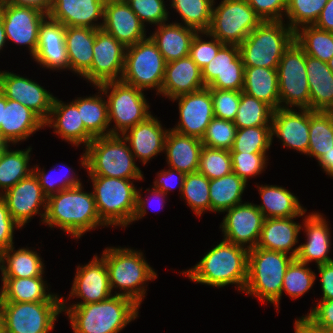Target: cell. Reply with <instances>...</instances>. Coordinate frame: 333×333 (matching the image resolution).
Returning a JSON list of instances; mask_svg holds the SVG:
<instances>
[{
    "instance_id": "obj_1",
    "label": "cell",
    "mask_w": 333,
    "mask_h": 333,
    "mask_svg": "<svg viewBox=\"0 0 333 333\" xmlns=\"http://www.w3.org/2000/svg\"><path fill=\"white\" fill-rule=\"evenodd\" d=\"M138 308L132 299L116 294L101 302L69 307L62 298V311L74 333H118L138 317Z\"/></svg>"
},
{
    "instance_id": "obj_2",
    "label": "cell",
    "mask_w": 333,
    "mask_h": 333,
    "mask_svg": "<svg viewBox=\"0 0 333 333\" xmlns=\"http://www.w3.org/2000/svg\"><path fill=\"white\" fill-rule=\"evenodd\" d=\"M82 187H72L48 196L43 224L51 228L58 226L77 239L86 231L105 226L98 214L93 192H84Z\"/></svg>"
},
{
    "instance_id": "obj_3",
    "label": "cell",
    "mask_w": 333,
    "mask_h": 333,
    "mask_svg": "<svg viewBox=\"0 0 333 333\" xmlns=\"http://www.w3.org/2000/svg\"><path fill=\"white\" fill-rule=\"evenodd\" d=\"M248 249L222 240L212 248L193 268L186 270L193 282L212 287L236 284L244 291L247 281Z\"/></svg>"
},
{
    "instance_id": "obj_4",
    "label": "cell",
    "mask_w": 333,
    "mask_h": 333,
    "mask_svg": "<svg viewBox=\"0 0 333 333\" xmlns=\"http://www.w3.org/2000/svg\"><path fill=\"white\" fill-rule=\"evenodd\" d=\"M121 135L95 137L85 148L81 165L88 176L143 179L142 171L135 164V157Z\"/></svg>"
},
{
    "instance_id": "obj_5",
    "label": "cell",
    "mask_w": 333,
    "mask_h": 333,
    "mask_svg": "<svg viewBox=\"0 0 333 333\" xmlns=\"http://www.w3.org/2000/svg\"><path fill=\"white\" fill-rule=\"evenodd\" d=\"M293 259L290 254L288 256L283 252L258 247L250 249L244 292L279 308L284 275Z\"/></svg>"
},
{
    "instance_id": "obj_6",
    "label": "cell",
    "mask_w": 333,
    "mask_h": 333,
    "mask_svg": "<svg viewBox=\"0 0 333 333\" xmlns=\"http://www.w3.org/2000/svg\"><path fill=\"white\" fill-rule=\"evenodd\" d=\"M102 257L108 269L111 291L119 287L123 291L116 295L128 297L140 306L146 293L144 283L157 278L143 253L130 248L107 247Z\"/></svg>"
},
{
    "instance_id": "obj_7",
    "label": "cell",
    "mask_w": 333,
    "mask_h": 333,
    "mask_svg": "<svg viewBox=\"0 0 333 333\" xmlns=\"http://www.w3.org/2000/svg\"><path fill=\"white\" fill-rule=\"evenodd\" d=\"M295 32L283 21H263L239 45L244 67L277 69Z\"/></svg>"
},
{
    "instance_id": "obj_8",
    "label": "cell",
    "mask_w": 333,
    "mask_h": 333,
    "mask_svg": "<svg viewBox=\"0 0 333 333\" xmlns=\"http://www.w3.org/2000/svg\"><path fill=\"white\" fill-rule=\"evenodd\" d=\"M93 195L101 221L105 226H124L130 222L136 209L137 189L131 180L115 177L90 176Z\"/></svg>"
},
{
    "instance_id": "obj_9",
    "label": "cell",
    "mask_w": 333,
    "mask_h": 333,
    "mask_svg": "<svg viewBox=\"0 0 333 333\" xmlns=\"http://www.w3.org/2000/svg\"><path fill=\"white\" fill-rule=\"evenodd\" d=\"M97 87L108 98L109 124L112 120L115 123V127L110 128V135H123L131 127L152 115L148 112L149 105L143 90L121 80L103 83Z\"/></svg>"
},
{
    "instance_id": "obj_10",
    "label": "cell",
    "mask_w": 333,
    "mask_h": 333,
    "mask_svg": "<svg viewBox=\"0 0 333 333\" xmlns=\"http://www.w3.org/2000/svg\"><path fill=\"white\" fill-rule=\"evenodd\" d=\"M166 61L150 37L126 48L121 81L144 91L161 92Z\"/></svg>"
},
{
    "instance_id": "obj_11",
    "label": "cell",
    "mask_w": 333,
    "mask_h": 333,
    "mask_svg": "<svg viewBox=\"0 0 333 333\" xmlns=\"http://www.w3.org/2000/svg\"><path fill=\"white\" fill-rule=\"evenodd\" d=\"M262 22L247 0H223L213 7L207 33L223 44L239 46Z\"/></svg>"
},
{
    "instance_id": "obj_12",
    "label": "cell",
    "mask_w": 333,
    "mask_h": 333,
    "mask_svg": "<svg viewBox=\"0 0 333 333\" xmlns=\"http://www.w3.org/2000/svg\"><path fill=\"white\" fill-rule=\"evenodd\" d=\"M277 73L280 108H289L290 105V108L295 106L299 109H310L306 54L295 40L285 50L280 59Z\"/></svg>"
},
{
    "instance_id": "obj_13",
    "label": "cell",
    "mask_w": 333,
    "mask_h": 333,
    "mask_svg": "<svg viewBox=\"0 0 333 333\" xmlns=\"http://www.w3.org/2000/svg\"><path fill=\"white\" fill-rule=\"evenodd\" d=\"M4 317V333H50L62 301L0 302Z\"/></svg>"
},
{
    "instance_id": "obj_14",
    "label": "cell",
    "mask_w": 333,
    "mask_h": 333,
    "mask_svg": "<svg viewBox=\"0 0 333 333\" xmlns=\"http://www.w3.org/2000/svg\"><path fill=\"white\" fill-rule=\"evenodd\" d=\"M125 54L126 47L115 37L102 28L95 29L91 69L83 78L93 83L94 86L121 80Z\"/></svg>"
},
{
    "instance_id": "obj_15",
    "label": "cell",
    "mask_w": 333,
    "mask_h": 333,
    "mask_svg": "<svg viewBox=\"0 0 333 333\" xmlns=\"http://www.w3.org/2000/svg\"><path fill=\"white\" fill-rule=\"evenodd\" d=\"M205 87L210 89L242 91L244 64L237 45L224 44L216 56L201 69Z\"/></svg>"
},
{
    "instance_id": "obj_16",
    "label": "cell",
    "mask_w": 333,
    "mask_h": 333,
    "mask_svg": "<svg viewBox=\"0 0 333 333\" xmlns=\"http://www.w3.org/2000/svg\"><path fill=\"white\" fill-rule=\"evenodd\" d=\"M224 212H227V214L220 225L222 232H224L223 240L245 247L248 250L255 248L265 220L256 204L241 203Z\"/></svg>"
},
{
    "instance_id": "obj_17",
    "label": "cell",
    "mask_w": 333,
    "mask_h": 333,
    "mask_svg": "<svg viewBox=\"0 0 333 333\" xmlns=\"http://www.w3.org/2000/svg\"><path fill=\"white\" fill-rule=\"evenodd\" d=\"M172 100H179L180 114V121L172 130L182 135L202 139L208 124L214 118L210 88L204 87L198 91L175 97Z\"/></svg>"
},
{
    "instance_id": "obj_18",
    "label": "cell",
    "mask_w": 333,
    "mask_h": 333,
    "mask_svg": "<svg viewBox=\"0 0 333 333\" xmlns=\"http://www.w3.org/2000/svg\"><path fill=\"white\" fill-rule=\"evenodd\" d=\"M0 196L5 201L13 220L21 228L36 214H40L41 221H44L47 196L43 193L38 178L33 172L6 192H0ZM40 206L44 210L42 214L39 211Z\"/></svg>"
},
{
    "instance_id": "obj_19",
    "label": "cell",
    "mask_w": 333,
    "mask_h": 333,
    "mask_svg": "<svg viewBox=\"0 0 333 333\" xmlns=\"http://www.w3.org/2000/svg\"><path fill=\"white\" fill-rule=\"evenodd\" d=\"M0 14L6 39L18 45H27L33 57L38 44L40 25L48 15L35 8L11 4H0Z\"/></svg>"
},
{
    "instance_id": "obj_20",
    "label": "cell",
    "mask_w": 333,
    "mask_h": 333,
    "mask_svg": "<svg viewBox=\"0 0 333 333\" xmlns=\"http://www.w3.org/2000/svg\"><path fill=\"white\" fill-rule=\"evenodd\" d=\"M0 91L7 99L18 101L31 109L44 122L48 119L54 96L33 80L0 71Z\"/></svg>"
},
{
    "instance_id": "obj_21",
    "label": "cell",
    "mask_w": 333,
    "mask_h": 333,
    "mask_svg": "<svg viewBox=\"0 0 333 333\" xmlns=\"http://www.w3.org/2000/svg\"><path fill=\"white\" fill-rule=\"evenodd\" d=\"M102 29L126 48L146 39V29L125 0H106Z\"/></svg>"
},
{
    "instance_id": "obj_22",
    "label": "cell",
    "mask_w": 333,
    "mask_h": 333,
    "mask_svg": "<svg viewBox=\"0 0 333 333\" xmlns=\"http://www.w3.org/2000/svg\"><path fill=\"white\" fill-rule=\"evenodd\" d=\"M111 292L108 269L103 257L98 259L97 255H94L88 264L77 267L69 296L84 301L74 305L101 302L112 296Z\"/></svg>"
},
{
    "instance_id": "obj_23",
    "label": "cell",
    "mask_w": 333,
    "mask_h": 333,
    "mask_svg": "<svg viewBox=\"0 0 333 333\" xmlns=\"http://www.w3.org/2000/svg\"><path fill=\"white\" fill-rule=\"evenodd\" d=\"M277 108L273 111L271 140L276 135L284 147L307 154L309 148V109Z\"/></svg>"
},
{
    "instance_id": "obj_24",
    "label": "cell",
    "mask_w": 333,
    "mask_h": 333,
    "mask_svg": "<svg viewBox=\"0 0 333 333\" xmlns=\"http://www.w3.org/2000/svg\"><path fill=\"white\" fill-rule=\"evenodd\" d=\"M33 58L42 67L52 70L69 69L65 46V26L62 23L49 16L43 20L39 28L38 44Z\"/></svg>"
},
{
    "instance_id": "obj_25",
    "label": "cell",
    "mask_w": 333,
    "mask_h": 333,
    "mask_svg": "<svg viewBox=\"0 0 333 333\" xmlns=\"http://www.w3.org/2000/svg\"><path fill=\"white\" fill-rule=\"evenodd\" d=\"M105 2L106 0H53L48 16L65 27L101 29L102 24L94 22L104 18Z\"/></svg>"
},
{
    "instance_id": "obj_26",
    "label": "cell",
    "mask_w": 333,
    "mask_h": 333,
    "mask_svg": "<svg viewBox=\"0 0 333 333\" xmlns=\"http://www.w3.org/2000/svg\"><path fill=\"white\" fill-rule=\"evenodd\" d=\"M168 131L163 129L158 119L151 115L131 127L122 136L128 142L134 157L141 159V162L145 165L158 153L164 151Z\"/></svg>"
},
{
    "instance_id": "obj_27",
    "label": "cell",
    "mask_w": 333,
    "mask_h": 333,
    "mask_svg": "<svg viewBox=\"0 0 333 333\" xmlns=\"http://www.w3.org/2000/svg\"><path fill=\"white\" fill-rule=\"evenodd\" d=\"M204 87L201 69L190 56L166 63L160 92L163 96L173 99Z\"/></svg>"
},
{
    "instance_id": "obj_28",
    "label": "cell",
    "mask_w": 333,
    "mask_h": 333,
    "mask_svg": "<svg viewBox=\"0 0 333 333\" xmlns=\"http://www.w3.org/2000/svg\"><path fill=\"white\" fill-rule=\"evenodd\" d=\"M44 125L52 126L54 133L59 134L65 141L71 142L73 146L84 143L87 147L94 139L85 129L78 107L73 102L64 104L56 97H54L50 115Z\"/></svg>"
},
{
    "instance_id": "obj_29",
    "label": "cell",
    "mask_w": 333,
    "mask_h": 333,
    "mask_svg": "<svg viewBox=\"0 0 333 333\" xmlns=\"http://www.w3.org/2000/svg\"><path fill=\"white\" fill-rule=\"evenodd\" d=\"M307 242L299 245L296 259L308 264L315 260L317 265L333 262L328 256L331 246L330 228L319 213H311L303 219Z\"/></svg>"
},
{
    "instance_id": "obj_30",
    "label": "cell",
    "mask_w": 333,
    "mask_h": 333,
    "mask_svg": "<svg viewBox=\"0 0 333 333\" xmlns=\"http://www.w3.org/2000/svg\"><path fill=\"white\" fill-rule=\"evenodd\" d=\"M44 126V121L31 109L18 101L6 98L3 122L0 125V134L6 142L16 144Z\"/></svg>"
},
{
    "instance_id": "obj_31",
    "label": "cell",
    "mask_w": 333,
    "mask_h": 333,
    "mask_svg": "<svg viewBox=\"0 0 333 333\" xmlns=\"http://www.w3.org/2000/svg\"><path fill=\"white\" fill-rule=\"evenodd\" d=\"M294 218H265L256 247L286 254L292 250L290 255L296 258L299 246L295 249L292 247L298 243L297 237L302 226Z\"/></svg>"
},
{
    "instance_id": "obj_32",
    "label": "cell",
    "mask_w": 333,
    "mask_h": 333,
    "mask_svg": "<svg viewBox=\"0 0 333 333\" xmlns=\"http://www.w3.org/2000/svg\"><path fill=\"white\" fill-rule=\"evenodd\" d=\"M202 148L201 139L182 135L171 129L164 146L167 164L184 174L197 172Z\"/></svg>"
},
{
    "instance_id": "obj_33",
    "label": "cell",
    "mask_w": 333,
    "mask_h": 333,
    "mask_svg": "<svg viewBox=\"0 0 333 333\" xmlns=\"http://www.w3.org/2000/svg\"><path fill=\"white\" fill-rule=\"evenodd\" d=\"M306 75L310 91V110L333 111V72L327 62L306 55Z\"/></svg>"
},
{
    "instance_id": "obj_34",
    "label": "cell",
    "mask_w": 333,
    "mask_h": 333,
    "mask_svg": "<svg viewBox=\"0 0 333 333\" xmlns=\"http://www.w3.org/2000/svg\"><path fill=\"white\" fill-rule=\"evenodd\" d=\"M197 31L181 23H162L149 37L166 63L189 56L190 44Z\"/></svg>"
},
{
    "instance_id": "obj_35",
    "label": "cell",
    "mask_w": 333,
    "mask_h": 333,
    "mask_svg": "<svg viewBox=\"0 0 333 333\" xmlns=\"http://www.w3.org/2000/svg\"><path fill=\"white\" fill-rule=\"evenodd\" d=\"M95 29L65 27V46L69 69L84 77L91 69Z\"/></svg>"
},
{
    "instance_id": "obj_36",
    "label": "cell",
    "mask_w": 333,
    "mask_h": 333,
    "mask_svg": "<svg viewBox=\"0 0 333 333\" xmlns=\"http://www.w3.org/2000/svg\"><path fill=\"white\" fill-rule=\"evenodd\" d=\"M0 302L62 301L55 294L46 292L43 277H1Z\"/></svg>"
},
{
    "instance_id": "obj_37",
    "label": "cell",
    "mask_w": 333,
    "mask_h": 333,
    "mask_svg": "<svg viewBox=\"0 0 333 333\" xmlns=\"http://www.w3.org/2000/svg\"><path fill=\"white\" fill-rule=\"evenodd\" d=\"M257 187L263 202L256 207L265 218L300 217L307 211L293 193L281 186L262 185Z\"/></svg>"
},
{
    "instance_id": "obj_38",
    "label": "cell",
    "mask_w": 333,
    "mask_h": 333,
    "mask_svg": "<svg viewBox=\"0 0 333 333\" xmlns=\"http://www.w3.org/2000/svg\"><path fill=\"white\" fill-rule=\"evenodd\" d=\"M242 92L266 103L273 110L280 108L277 69L244 67Z\"/></svg>"
},
{
    "instance_id": "obj_39",
    "label": "cell",
    "mask_w": 333,
    "mask_h": 333,
    "mask_svg": "<svg viewBox=\"0 0 333 333\" xmlns=\"http://www.w3.org/2000/svg\"><path fill=\"white\" fill-rule=\"evenodd\" d=\"M41 260L36 251L29 248L14 250L12 245L0 253L1 275L15 278L43 277L44 264Z\"/></svg>"
},
{
    "instance_id": "obj_40",
    "label": "cell",
    "mask_w": 333,
    "mask_h": 333,
    "mask_svg": "<svg viewBox=\"0 0 333 333\" xmlns=\"http://www.w3.org/2000/svg\"><path fill=\"white\" fill-rule=\"evenodd\" d=\"M246 182L234 172L210 180V211L224 212L242 203V194L246 187Z\"/></svg>"
},
{
    "instance_id": "obj_41",
    "label": "cell",
    "mask_w": 333,
    "mask_h": 333,
    "mask_svg": "<svg viewBox=\"0 0 333 333\" xmlns=\"http://www.w3.org/2000/svg\"><path fill=\"white\" fill-rule=\"evenodd\" d=\"M101 95L103 94L86 98L80 97L72 101L78 107L85 129L94 138L110 135V129H107L110 126L108 104Z\"/></svg>"
},
{
    "instance_id": "obj_42",
    "label": "cell",
    "mask_w": 333,
    "mask_h": 333,
    "mask_svg": "<svg viewBox=\"0 0 333 333\" xmlns=\"http://www.w3.org/2000/svg\"><path fill=\"white\" fill-rule=\"evenodd\" d=\"M332 148L333 112L309 109V148L307 154L319 161Z\"/></svg>"
},
{
    "instance_id": "obj_43",
    "label": "cell",
    "mask_w": 333,
    "mask_h": 333,
    "mask_svg": "<svg viewBox=\"0 0 333 333\" xmlns=\"http://www.w3.org/2000/svg\"><path fill=\"white\" fill-rule=\"evenodd\" d=\"M295 41L313 58L327 62L333 56V32L306 25L295 31Z\"/></svg>"
},
{
    "instance_id": "obj_44",
    "label": "cell",
    "mask_w": 333,
    "mask_h": 333,
    "mask_svg": "<svg viewBox=\"0 0 333 333\" xmlns=\"http://www.w3.org/2000/svg\"><path fill=\"white\" fill-rule=\"evenodd\" d=\"M31 149L29 147L27 150L7 149L5 151L0 161V188H2V192H6L33 172L32 168H28Z\"/></svg>"
},
{
    "instance_id": "obj_45",
    "label": "cell",
    "mask_w": 333,
    "mask_h": 333,
    "mask_svg": "<svg viewBox=\"0 0 333 333\" xmlns=\"http://www.w3.org/2000/svg\"><path fill=\"white\" fill-rule=\"evenodd\" d=\"M171 7L176 9L186 27L197 32H207L212 19L214 0H172Z\"/></svg>"
},
{
    "instance_id": "obj_46",
    "label": "cell",
    "mask_w": 333,
    "mask_h": 333,
    "mask_svg": "<svg viewBox=\"0 0 333 333\" xmlns=\"http://www.w3.org/2000/svg\"><path fill=\"white\" fill-rule=\"evenodd\" d=\"M273 111L266 103L240 91V103L233 122L237 128L271 126Z\"/></svg>"
},
{
    "instance_id": "obj_47",
    "label": "cell",
    "mask_w": 333,
    "mask_h": 333,
    "mask_svg": "<svg viewBox=\"0 0 333 333\" xmlns=\"http://www.w3.org/2000/svg\"><path fill=\"white\" fill-rule=\"evenodd\" d=\"M271 145V126L237 128L230 152L266 153Z\"/></svg>"
},
{
    "instance_id": "obj_48",
    "label": "cell",
    "mask_w": 333,
    "mask_h": 333,
    "mask_svg": "<svg viewBox=\"0 0 333 333\" xmlns=\"http://www.w3.org/2000/svg\"><path fill=\"white\" fill-rule=\"evenodd\" d=\"M210 180L200 172L186 174L181 195L187 204L198 215L210 211Z\"/></svg>"
},
{
    "instance_id": "obj_49",
    "label": "cell",
    "mask_w": 333,
    "mask_h": 333,
    "mask_svg": "<svg viewBox=\"0 0 333 333\" xmlns=\"http://www.w3.org/2000/svg\"><path fill=\"white\" fill-rule=\"evenodd\" d=\"M306 265L296 258L291 261L284 275L282 293L285 291L292 299H296L312 288L316 274Z\"/></svg>"
},
{
    "instance_id": "obj_50",
    "label": "cell",
    "mask_w": 333,
    "mask_h": 333,
    "mask_svg": "<svg viewBox=\"0 0 333 333\" xmlns=\"http://www.w3.org/2000/svg\"><path fill=\"white\" fill-rule=\"evenodd\" d=\"M328 0H287L288 25L294 32L300 26L314 25Z\"/></svg>"
},
{
    "instance_id": "obj_51",
    "label": "cell",
    "mask_w": 333,
    "mask_h": 333,
    "mask_svg": "<svg viewBox=\"0 0 333 333\" xmlns=\"http://www.w3.org/2000/svg\"><path fill=\"white\" fill-rule=\"evenodd\" d=\"M198 172L205 175L209 180L230 174L233 172L230 151L203 146Z\"/></svg>"
},
{
    "instance_id": "obj_52",
    "label": "cell",
    "mask_w": 333,
    "mask_h": 333,
    "mask_svg": "<svg viewBox=\"0 0 333 333\" xmlns=\"http://www.w3.org/2000/svg\"><path fill=\"white\" fill-rule=\"evenodd\" d=\"M237 127L233 121L214 117L207 126L201 139L203 146L215 149L231 150Z\"/></svg>"
},
{
    "instance_id": "obj_53",
    "label": "cell",
    "mask_w": 333,
    "mask_h": 333,
    "mask_svg": "<svg viewBox=\"0 0 333 333\" xmlns=\"http://www.w3.org/2000/svg\"><path fill=\"white\" fill-rule=\"evenodd\" d=\"M233 172L246 183L249 177L261 174L266 167V153L230 152Z\"/></svg>"
},
{
    "instance_id": "obj_54",
    "label": "cell",
    "mask_w": 333,
    "mask_h": 333,
    "mask_svg": "<svg viewBox=\"0 0 333 333\" xmlns=\"http://www.w3.org/2000/svg\"><path fill=\"white\" fill-rule=\"evenodd\" d=\"M131 10L138 16L139 20L145 26L149 24L165 23L168 20V13L164 0H125Z\"/></svg>"
},
{
    "instance_id": "obj_55",
    "label": "cell",
    "mask_w": 333,
    "mask_h": 333,
    "mask_svg": "<svg viewBox=\"0 0 333 333\" xmlns=\"http://www.w3.org/2000/svg\"><path fill=\"white\" fill-rule=\"evenodd\" d=\"M214 117L234 121L240 103V91L210 89Z\"/></svg>"
},
{
    "instance_id": "obj_56",
    "label": "cell",
    "mask_w": 333,
    "mask_h": 333,
    "mask_svg": "<svg viewBox=\"0 0 333 333\" xmlns=\"http://www.w3.org/2000/svg\"><path fill=\"white\" fill-rule=\"evenodd\" d=\"M199 34H205L212 38L210 41H203ZM223 45L220 40L210 36L207 32H197L191 41L189 56L202 69L216 56Z\"/></svg>"
},
{
    "instance_id": "obj_57",
    "label": "cell",
    "mask_w": 333,
    "mask_h": 333,
    "mask_svg": "<svg viewBox=\"0 0 333 333\" xmlns=\"http://www.w3.org/2000/svg\"><path fill=\"white\" fill-rule=\"evenodd\" d=\"M37 166L38 165H36V167L34 166L32 168L33 173L38 178V181L43 190V193L47 197L52 194L58 193L62 190L82 185V183L80 182V179L76 178V176L68 177V175L67 176L63 175L64 179L62 178L61 180L60 179L58 180V178H56L57 180H54V178H53V176H51L52 174L50 172H52V170L55 171L56 167H54V169H52L49 173H45L46 172L45 170L43 171V170H41V168L38 169ZM69 172H70V170H69ZM58 182H59V184H57Z\"/></svg>"
},
{
    "instance_id": "obj_58",
    "label": "cell",
    "mask_w": 333,
    "mask_h": 333,
    "mask_svg": "<svg viewBox=\"0 0 333 333\" xmlns=\"http://www.w3.org/2000/svg\"><path fill=\"white\" fill-rule=\"evenodd\" d=\"M247 2L262 21H283V15L286 14L287 0H247Z\"/></svg>"
},
{
    "instance_id": "obj_59",
    "label": "cell",
    "mask_w": 333,
    "mask_h": 333,
    "mask_svg": "<svg viewBox=\"0 0 333 333\" xmlns=\"http://www.w3.org/2000/svg\"><path fill=\"white\" fill-rule=\"evenodd\" d=\"M14 228H21L12 218L5 201L0 196V253L13 243Z\"/></svg>"
},
{
    "instance_id": "obj_60",
    "label": "cell",
    "mask_w": 333,
    "mask_h": 333,
    "mask_svg": "<svg viewBox=\"0 0 333 333\" xmlns=\"http://www.w3.org/2000/svg\"><path fill=\"white\" fill-rule=\"evenodd\" d=\"M307 317L313 321L317 326L326 329L333 328V299L320 300V302L313 307Z\"/></svg>"
},
{
    "instance_id": "obj_61",
    "label": "cell",
    "mask_w": 333,
    "mask_h": 333,
    "mask_svg": "<svg viewBox=\"0 0 333 333\" xmlns=\"http://www.w3.org/2000/svg\"><path fill=\"white\" fill-rule=\"evenodd\" d=\"M157 175L158 178L154 181V189H159L167 194L170 189L176 188L178 185L177 187L180 188L179 191L181 193L186 174L176 169L169 168L168 170H162Z\"/></svg>"
},
{
    "instance_id": "obj_62",
    "label": "cell",
    "mask_w": 333,
    "mask_h": 333,
    "mask_svg": "<svg viewBox=\"0 0 333 333\" xmlns=\"http://www.w3.org/2000/svg\"><path fill=\"white\" fill-rule=\"evenodd\" d=\"M321 290H322V300H332L333 299V262L317 265Z\"/></svg>"
},
{
    "instance_id": "obj_63",
    "label": "cell",
    "mask_w": 333,
    "mask_h": 333,
    "mask_svg": "<svg viewBox=\"0 0 333 333\" xmlns=\"http://www.w3.org/2000/svg\"><path fill=\"white\" fill-rule=\"evenodd\" d=\"M147 191H151L152 194L151 196L149 197H153L152 195L155 196V198H157L156 200H158L160 202V205L163 207L164 205L162 203L165 202V200L163 199L167 194H165L164 192H162L161 190L159 189H146ZM163 197V198H162ZM154 199V197H153ZM163 201V202H162ZM146 204H148V199H143L141 197V194H140V190L137 191V200H136V209H135V213H134V216L132 218V222L133 221H136V220H139L140 218H142L143 216H145L146 214V208L149 207L147 206Z\"/></svg>"
},
{
    "instance_id": "obj_64",
    "label": "cell",
    "mask_w": 333,
    "mask_h": 333,
    "mask_svg": "<svg viewBox=\"0 0 333 333\" xmlns=\"http://www.w3.org/2000/svg\"><path fill=\"white\" fill-rule=\"evenodd\" d=\"M53 0H0V4H11L21 7L35 8L42 13L49 15Z\"/></svg>"
},
{
    "instance_id": "obj_65",
    "label": "cell",
    "mask_w": 333,
    "mask_h": 333,
    "mask_svg": "<svg viewBox=\"0 0 333 333\" xmlns=\"http://www.w3.org/2000/svg\"><path fill=\"white\" fill-rule=\"evenodd\" d=\"M314 26L322 30L333 32V0L327 1Z\"/></svg>"
},
{
    "instance_id": "obj_66",
    "label": "cell",
    "mask_w": 333,
    "mask_h": 333,
    "mask_svg": "<svg viewBox=\"0 0 333 333\" xmlns=\"http://www.w3.org/2000/svg\"><path fill=\"white\" fill-rule=\"evenodd\" d=\"M294 324L295 333H330L328 329L317 326L307 316L297 319Z\"/></svg>"
},
{
    "instance_id": "obj_67",
    "label": "cell",
    "mask_w": 333,
    "mask_h": 333,
    "mask_svg": "<svg viewBox=\"0 0 333 333\" xmlns=\"http://www.w3.org/2000/svg\"><path fill=\"white\" fill-rule=\"evenodd\" d=\"M318 162L327 175L333 177V148L324 154Z\"/></svg>"
},
{
    "instance_id": "obj_68",
    "label": "cell",
    "mask_w": 333,
    "mask_h": 333,
    "mask_svg": "<svg viewBox=\"0 0 333 333\" xmlns=\"http://www.w3.org/2000/svg\"><path fill=\"white\" fill-rule=\"evenodd\" d=\"M6 41H7V39H6V35H5V29H4V25H3V22H2V17H1V14H0V50L5 45Z\"/></svg>"
},
{
    "instance_id": "obj_69",
    "label": "cell",
    "mask_w": 333,
    "mask_h": 333,
    "mask_svg": "<svg viewBox=\"0 0 333 333\" xmlns=\"http://www.w3.org/2000/svg\"><path fill=\"white\" fill-rule=\"evenodd\" d=\"M6 106V97L0 91V125L3 122V107Z\"/></svg>"
},
{
    "instance_id": "obj_70",
    "label": "cell",
    "mask_w": 333,
    "mask_h": 333,
    "mask_svg": "<svg viewBox=\"0 0 333 333\" xmlns=\"http://www.w3.org/2000/svg\"><path fill=\"white\" fill-rule=\"evenodd\" d=\"M0 333H4V317L0 309Z\"/></svg>"
},
{
    "instance_id": "obj_71",
    "label": "cell",
    "mask_w": 333,
    "mask_h": 333,
    "mask_svg": "<svg viewBox=\"0 0 333 333\" xmlns=\"http://www.w3.org/2000/svg\"><path fill=\"white\" fill-rule=\"evenodd\" d=\"M9 145H0V161L3 157V154L5 153V151L9 148Z\"/></svg>"
},
{
    "instance_id": "obj_72",
    "label": "cell",
    "mask_w": 333,
    "mask_h": 333,
    "mask_svg": "<svg viewBox=\"0 0 333 333\" xmlns=\"http://www.w3.org/2000/svg\"><path fill=\"white\" fill-rule=\"evenodd\" d=\"M327 65L331 69V71L333 72V56L330 58L329 61H327Z\"/></svg>"
},
{
    "instance_id": "obj_73",
    "label": "cell",
    "mask_w": 333,
    "mask_h": 333,
    "mask_svg": "<svg viewBox=\"0 0 333 333\" xmlns=\"http://www.w3.org/2000/svg\"><path fill=\"white\" fill-rule=\"evenodd\" d=\"M0 145H9V143L2 138L1 134H0Z\"/></svg>"
}]
</instances>
